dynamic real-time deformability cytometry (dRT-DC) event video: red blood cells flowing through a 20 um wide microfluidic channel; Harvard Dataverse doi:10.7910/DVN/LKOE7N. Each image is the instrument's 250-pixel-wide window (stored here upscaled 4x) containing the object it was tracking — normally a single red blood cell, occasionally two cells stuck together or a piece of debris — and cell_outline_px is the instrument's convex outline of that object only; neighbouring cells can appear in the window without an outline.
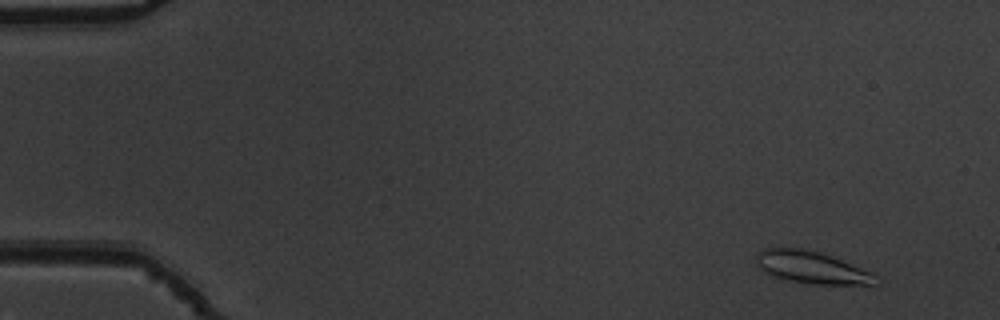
{"species": "common noctule bat (a hibernating species)", "species_latin": "Nyctalus noctula", "temperature_condition": "warm", "stored_images_in_passage": 55, "camera_frame_rate_fps": 3000, "um_per_image_px": 0.085, "animal": {"sex": "male", "body_mass_g": 19.5, "forearm_length_mm": 54.6}, "frame": {"image": 1, "passage_image": 5, "time_ms": 1.333, "image_size_px": [1000, 320], "cell_outline_px": [[880, 284], [812, 284], [788, 280], [764, 272], [756, 264], [756, 252], [764, 248], [804, 248], [820, 252], [840, 260], [868, 272], [876, 276]], "centroid_in_image_um": [68.92, 22.72], "position_along_channel_um": 16.1, "area_um2": 22.02}}
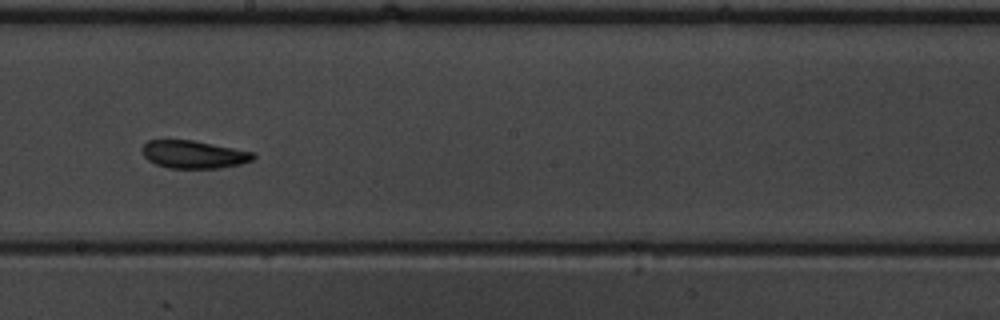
{"frame": {"image": 2, "passage_image": 32, "time_ms": 10.333, "image_size_px": [1000, 320], "cell_outline_px": [[256, 156], [252, 160], [240, 164], [216, 168], [168, 168], [156, 164], [148, 160], [144, 156], [144, 144], [148, 140], [192, 140], [252, 152]], "centroid_in_image_um": [16.45, 13.13], "position_along_channel_um": 231.7, "area_um2": 17.63}}
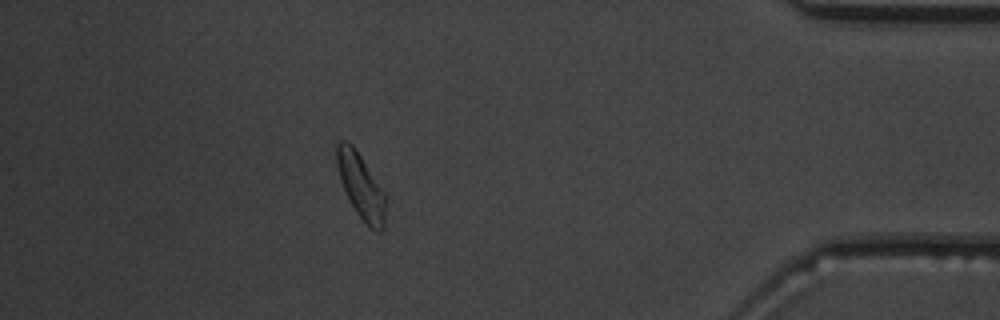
{"frame": {"image": 3, "passage_image": 49, "time_ms": 16.0, "image_size_px": [1000, 320], "cell_outline_px": [[388, 196], [384, 228], [380, 232], [376, 232], [356, 212], [340, 180], [336, 168], [336, 144], [340, 140], [344, 140], [352, 144]], "centroid_in_image_um": [30.71, 15.82], "position_along_channel_um": 404.5, "area_um2": 18.67}, "authors_computed_cell_mechanics": {"area_um2": 18.7272, "velocity_mm_per_s": 3.7753, "shape_relaxation_time_tau1_ms": 3.5609, "shape_relaxation_time_tau2_ms": 1.1075, "deformation_change_tau1": 0.1244, "deformation_change_tau2": 0.0618}}